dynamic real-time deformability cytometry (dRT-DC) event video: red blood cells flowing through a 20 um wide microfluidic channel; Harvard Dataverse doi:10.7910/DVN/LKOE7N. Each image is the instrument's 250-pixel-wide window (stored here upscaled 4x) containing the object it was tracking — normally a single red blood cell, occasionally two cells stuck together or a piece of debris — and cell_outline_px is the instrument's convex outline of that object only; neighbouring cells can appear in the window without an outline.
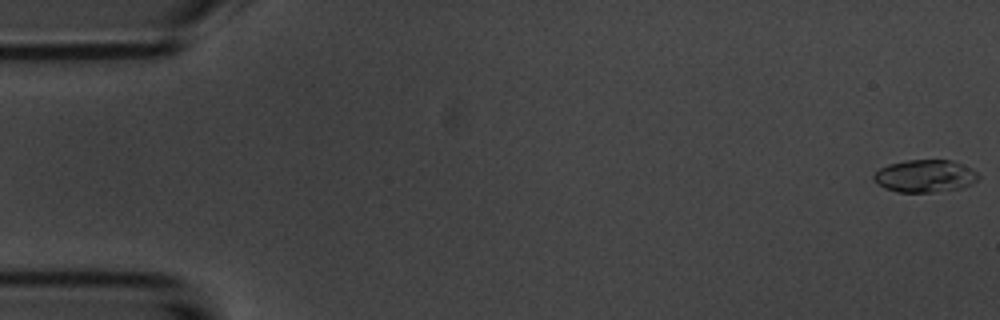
{"species": "common noctule bat (a hibernating species)", "species_latin": "Nyctalus noctula", "temperature_condition": "room temperature", "stored_images_in_passage": 54, "camera_frame_rate_fps": 3000, "um_per_image_px": 0.085, "animal": {"sex": "male", "body_mass_g": 20.1, "forearm_length_mm": 53.5}, "frame": {"image": 1, "passage_image": 1, "time_ms": 0.0, "image_size_px": [1000, 320], "cell_outline_px": [[980, 180], [964, 188], [932, 192], [896, 192], [884, 188], [876, 184], [872, 180], [872, 176], [880, 168], [888, 164], [908, 160], [952, 160], [972, 168], [980, 176]], "centroid_in_image_um": [78.64, 14.97], "position_along_channel_um": 6.4, "area_um2": 20.17}}
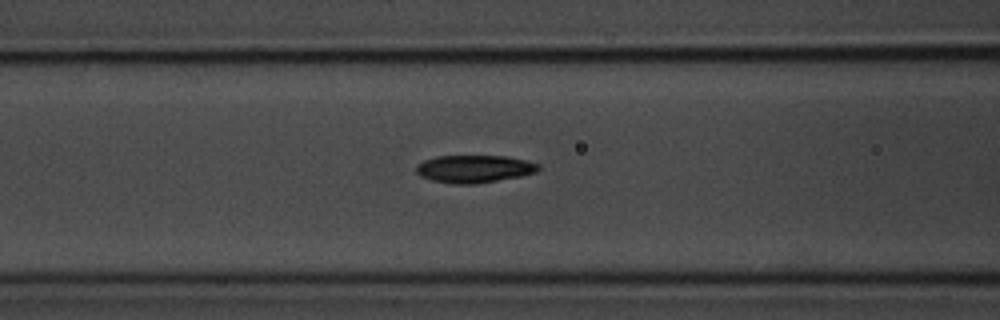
{"frame": {"image": 2, "passage_image": 22, "time_ms": 7.0, "image_size_px": [1000, 320], "cell_outline_px": [[540, 168], [536, 172], [520, 176], [476, 184], [456, 184], [432, 180], [420, 176], [416, 172], [416, 164], [424, 160], [436, 156], [508, 156], [540, 164]], "centroid_in_image_um": [40.29, 14.35], "position_along_channel_um": 126.3, "area_um2": 19.65}}
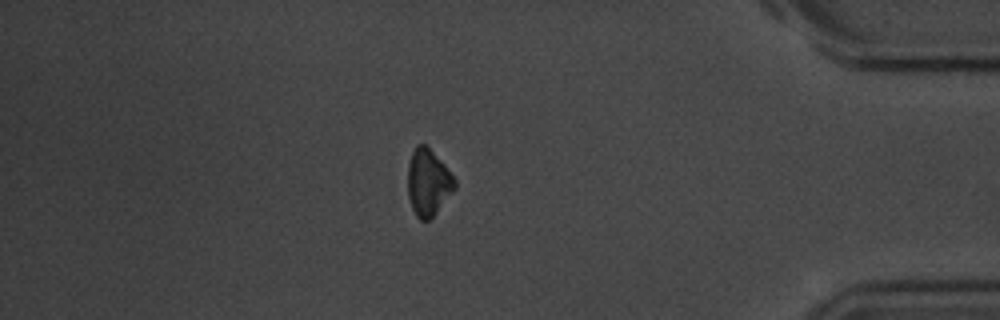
{"frame": {"image": 3, "passage_image": 47, "time_ms": 15.333, "image_size_px": [1000, 320], "cell_outline_px": [[456, 188], [436, 212], [428, 220], [420, 220], [416, 216], [412, 208], [408, 196], [408, 164], [412, 152], [416, 144], [424, 144], [444, 164], [456, 180]], "centroid_in_image_um": [36.38, 15.51], "position_along_channel_um": 398.8, "area_um2": 18.03}, "authors_computed_cell_mechanics": {"area_um2": 19.1896, "velocity_mm_per_s": 3.7143, "shape_relaxation_time_tau1_ms": 2.3071, "shape_relaxation_time_tau2_ms": null, "deformation_change_tau1": 0.1257, "deformation_change_tau2": null}}